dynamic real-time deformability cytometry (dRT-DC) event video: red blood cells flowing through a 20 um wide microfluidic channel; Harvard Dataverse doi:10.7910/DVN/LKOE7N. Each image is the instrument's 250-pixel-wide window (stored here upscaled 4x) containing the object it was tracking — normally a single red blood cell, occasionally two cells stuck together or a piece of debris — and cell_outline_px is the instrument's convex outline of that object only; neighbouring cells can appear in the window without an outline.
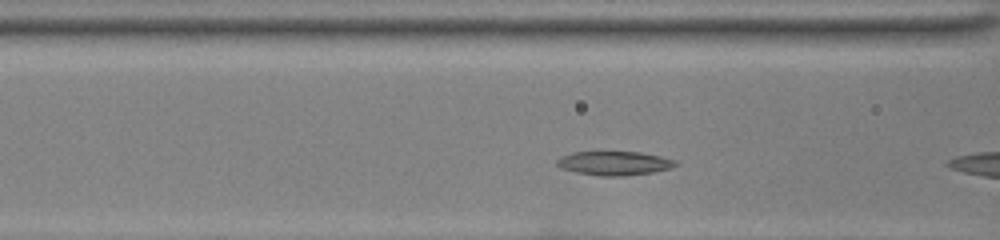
{"species": "common noctule bat (a hibernating species)", "species_latin": "Nyctalus noctula", "temperature_condition": "room temperature", "stored_images_in_passage": 6, "camera_frame_rate_fps": 3000, "um_per_image_px": 0.085, "animal": {"sex": "female", "body_mass_g": 22.0, "forearm_length_mm": 56.7}, "frame": {"image": 1, "passage_image": 5, "time_ms": 1.333, "image_size_px": [1000, 240], "cell_outline_px": [[676, 164], [668, 168], [652, 172], [624, 176], [600, 176], [576, 172], [564, 168], [556, 164], [556, 160], [564, 156], [576, 152], [636, 152], [660, 156], [676, 160]], "centroid_in_image_um": [52.21, 13.88], "position_along_channel_um": 114.4, "area_um2": 16.13}}